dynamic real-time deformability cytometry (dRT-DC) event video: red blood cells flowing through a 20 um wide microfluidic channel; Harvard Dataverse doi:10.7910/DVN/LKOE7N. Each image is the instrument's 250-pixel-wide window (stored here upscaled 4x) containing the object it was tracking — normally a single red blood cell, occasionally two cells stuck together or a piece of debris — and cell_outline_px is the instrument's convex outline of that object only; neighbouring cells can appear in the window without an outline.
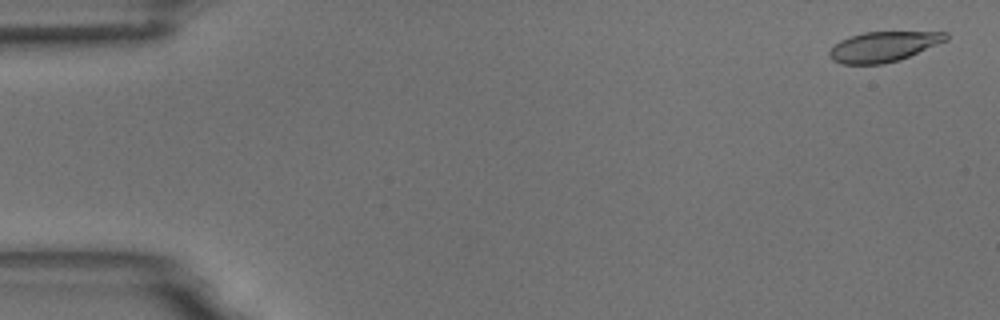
{"species": "common noctule bat (a hibernating species)", "species_latin": "Nyctalus noctula", "temperature_condition": "room temperature", "stored_images_in_passage": 5, "camera_frame_rate_fps": 3000, "um_per_image_px": 0.085, "animal": {"sex": "male", "body_mass_g": 18.8}, "frame": {"image": 1, "passage_image": 1, "time_ms": 0.0, "image_size_px": [1000, 320], "cell_outline_px": [[948, 40], [900, 60], [884, 64], [840, 64], [832, 60], [828, 56], [828, 52], [840, 40], [848, 36], [864, 32], [948, 32]], "centroid_in_image_um": [75.08, 3.97], "position_along_channel_um": 9.9, "area_um2": 20.58}}
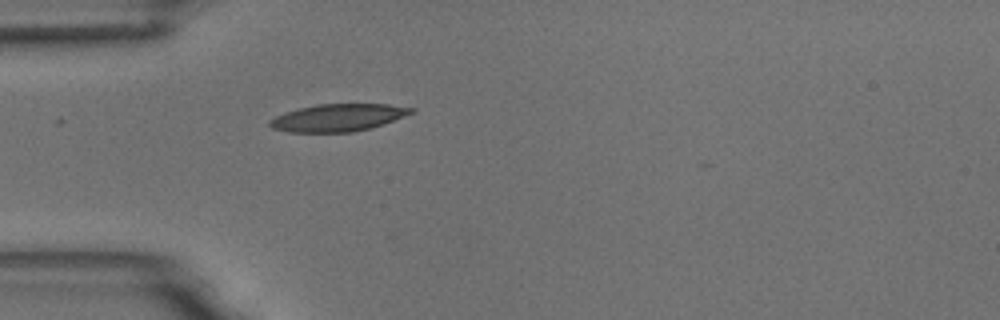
{"frame": {"image": 2, "passage_image": 5, "time_ms": 4.667, "image_size_px": [1000, 320], "cell_outline_px": [[416, 112], [368, 128], [352, 132], [288, 132], [272, 128], [268, 124], [268, 120], [276, 116], [300, 108], [316, 104], [388, 104], [416, 108]], "centroid_in_image_um": [28.72, 9.99], "position_along_channel_um": 56.3, "area_um2": 22.31}}